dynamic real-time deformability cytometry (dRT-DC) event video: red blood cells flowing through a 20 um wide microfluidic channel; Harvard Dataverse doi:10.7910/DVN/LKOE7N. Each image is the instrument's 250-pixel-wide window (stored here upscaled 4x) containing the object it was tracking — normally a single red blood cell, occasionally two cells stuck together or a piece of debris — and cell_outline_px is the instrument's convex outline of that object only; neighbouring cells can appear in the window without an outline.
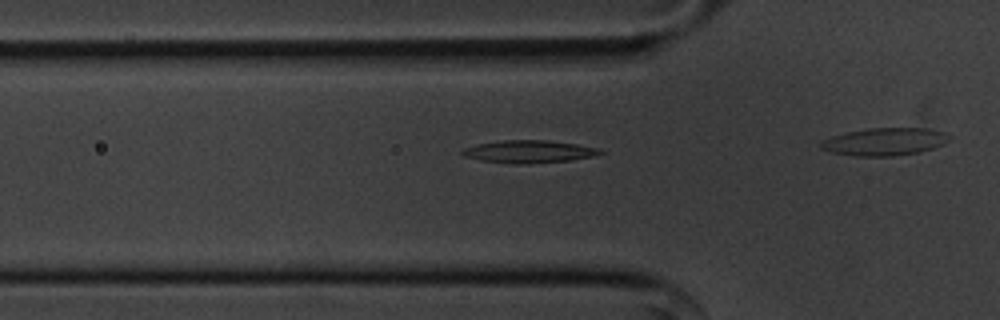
{"species": "common noctule bat (a hibernating species)", "species_latin": "Nyctalus noctula", "temperature_condition": "cold", "stored_images_in_passage": 6, "camera_frame_rate_fps": 3000, "um_per_image_px": 0.085, "animal": {"sex": "male", "body_mass_g": 20.1, "forearm_length_mm": 53.5}, "frame": {"image": 1, "passage_image": 2, "time_ms": 0.333, "image_size_px": [1000, 320], "cell_outline_px": [[604, 152], [592, 156], [568, 160], [528, 164], [516, 164], [480, 160], [464, 156], [460, 152], [464, 148], [476, 144], [504, 140], [548, 140], [576, 144], [600, 148]], "centroid_in_image_um": [44.93, 12.88], "position_along_channel_um": 80.9, "area_um2": 18.03}}
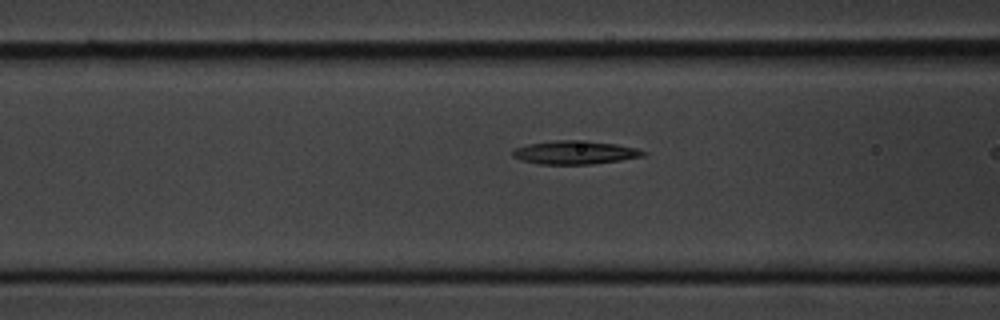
{"frame": {"image": 2, "passage_image": 5, "time_ms": 1.333, "image_size_px": [1000, 320], "cell_outline_px": [[648, 152], [644, 156], [620, 160], [592, 164], [540, 164], [520, 160], [512, 156], [512, 148], [528, 144], [556, 140], [572, 140], [616, 144], [636, 148]], "centroid_in_image_um": [48.83, 12.96], "position_along_channel_um": 117.8, "area_um2": 17.74}}